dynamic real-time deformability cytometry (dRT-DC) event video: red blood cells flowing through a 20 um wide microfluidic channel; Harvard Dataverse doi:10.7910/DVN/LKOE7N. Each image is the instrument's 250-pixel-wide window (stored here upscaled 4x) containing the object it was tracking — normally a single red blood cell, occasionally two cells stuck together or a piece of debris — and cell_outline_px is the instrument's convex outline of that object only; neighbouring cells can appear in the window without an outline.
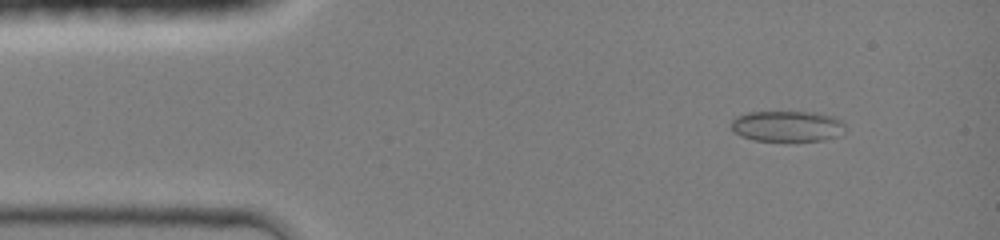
{"species": "common noctule bat (a hibernating species)", "species_latin": "Nyctalus noctula", "temperature_condition": "room temperature", "stored_images_in_passage": 44, "camera_frame_rate_fps": 3000, "um_per_image_px": 0.085, "animal": {"sex": "female", "body_mass_g": 19.0, "forearm_length_mm": 51.5}, "frame": {"image": 1, "passage_image": 5, "time_ms": 1.333, "image_size_px": [1000, 240], "cell_outline_px": [[844, 132], [836, 136], [824, 140], [752, 140], [740, 136], [732, 132], [732, 120], [736, 116], [748, 112], [816, 112], [836, 116], [844, 120]], "centroid_in_image_um": [66.93, 10.71], "position_along_channel_um": 18.1, "area_um2": 20.63}}
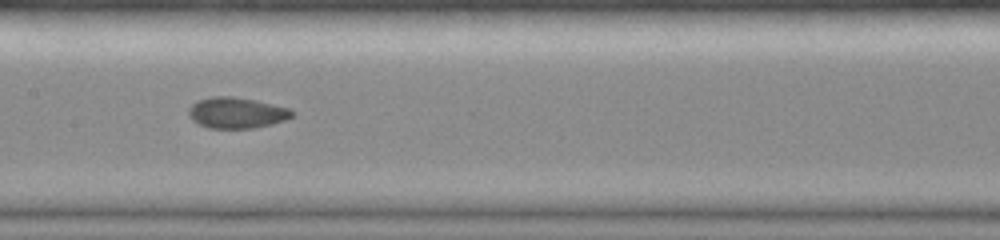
{"frame": {"image": 2, "passage_image": 22, "time_ms": 7.0, "image_size_px": [1000, 240], "cell_outline_px": [[296, 116], [272, 124], [252, 128], [208, 128], [192, 120], [188, 116], [188, 108], [196, 100], [212, 96], [232, 96], [256, 100], [288, 108], [296, 112]], "centroid_in_image_um": [20.11, 9.58], "position_along_channel_um": 187.3, "area_um2": 18.84}}
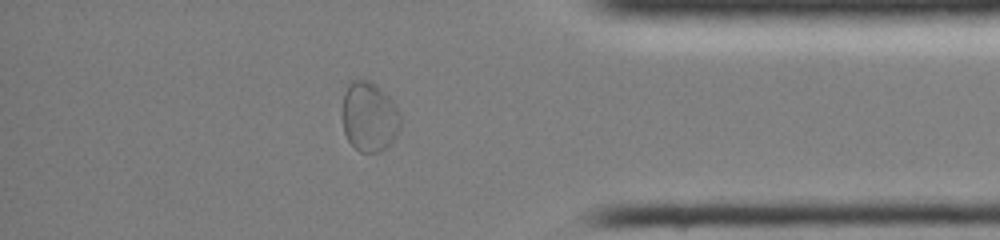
{"frame": {"image": 3, "passage_image": 38, "time_ms": 12.333, "image_size_px": [1000, 240], "cell_outline_px": [[400, 128], [396, 136], [388, 148], [380, 152], [360, 152], [348, 140], [344, 132], [340, 112], [344, 92], [348, 84], [352, 80], [368, 80], [380, 88], [396, 104], [400, 112]], "centroid_in_image_um": [31.37, 9.93], "position_along_channel_um": 403.8, "area_um2": 24.16}}